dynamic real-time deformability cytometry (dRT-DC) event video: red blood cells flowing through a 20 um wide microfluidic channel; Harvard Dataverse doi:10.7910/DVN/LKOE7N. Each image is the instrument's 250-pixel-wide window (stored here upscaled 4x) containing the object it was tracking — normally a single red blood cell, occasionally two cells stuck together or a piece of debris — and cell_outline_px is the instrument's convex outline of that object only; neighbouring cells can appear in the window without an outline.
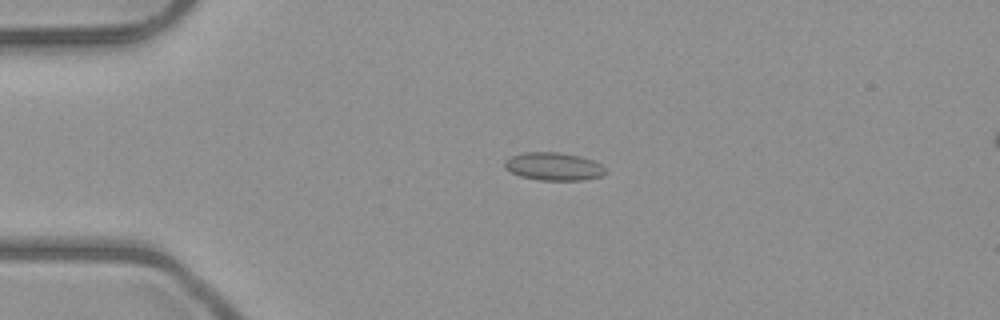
{"species": "common noctule bat (a hibernating species)", "species_latin": "Nyctalus noctula", "temperature_condition": "room temperature", "stored_images_in_passage": 3, "camera_frame_rate_fps": 3000, "um_per_image_px": 0.085, "animal": {"sex": "male", "body_mass_g": 23.1, "forearm_length_mm": 52.7}, "frame": {"image": 1, "passage_image": 2, "time_ms": 1.0, "image_size_px": [1000, 320], "cell_outline_px": [[608, 172], [604, 176], [584, 180], [540, 180], [520, 176], [504, 168], [504, 160], [512, 156], [524, 152], [556, 152], [580, 156], [592, 160], [600, 164]], "centroid_in_image_um": [47.07, 14.15], "position_along_channel_um": 37.9, "area_um2": 16.47}}